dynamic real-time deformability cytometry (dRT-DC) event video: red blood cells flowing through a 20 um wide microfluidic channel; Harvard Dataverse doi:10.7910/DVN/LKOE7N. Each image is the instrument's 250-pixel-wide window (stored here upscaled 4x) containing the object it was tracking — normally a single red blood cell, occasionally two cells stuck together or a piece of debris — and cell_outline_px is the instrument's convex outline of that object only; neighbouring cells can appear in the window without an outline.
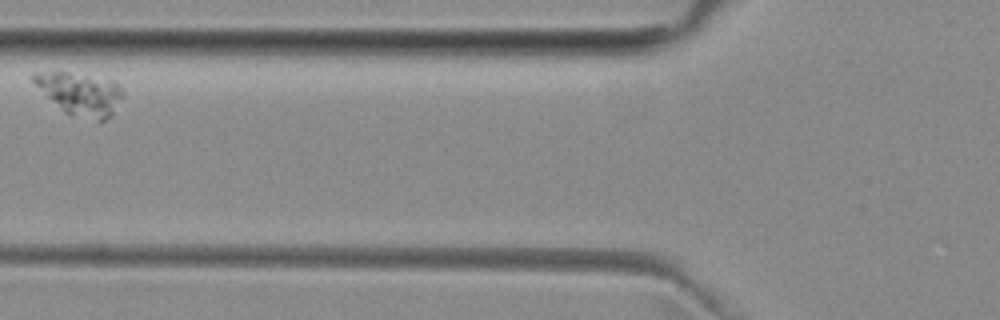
{"species": "common noctule bat (a hibernating species)", "species_latin": "Nyctalus noctula", "temperature_condition": "room temperature", "stored_images_in_passage": 8, "camera_frame_rate_fps": 3000, "um_per_image_px": 0.085, "animal": {"sex": "female", "body_mass_g": 29.2, "forearm_length_mm": 56.3}, "frame": {"image": 1, "passage_image": 3, "time_ms": 2.333, "image_size_px": [1000, 320], "cell_outline_px": [[124, 96], [112, 112], [104, 120], [100, 120], [64, 112], [32, 80], [32, 72], [52, 68], [56, 68], [116, 80], [120, 84], [124, 92]], "centroid_in_image_um": [6.81, 7.84], "position_along_channel_um": 119.0, "area_um2": 22.48}}
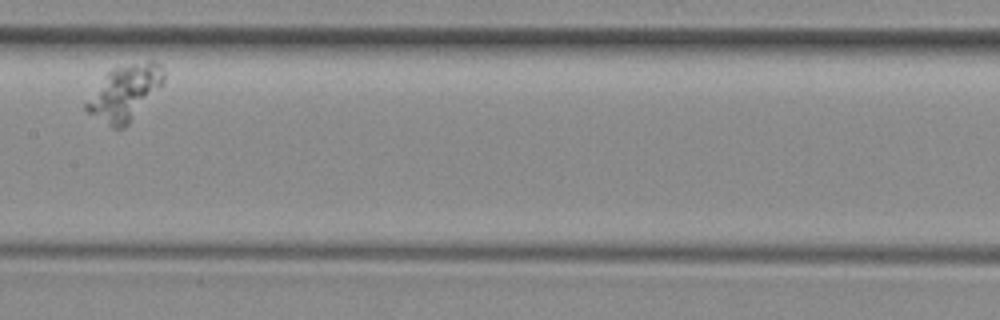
{"frame": {"image": 2, "passage_image": 5, "time_ms": 4.667, "image_size_px": [1000, 320], "cell_outline_px": [[164, 84], [128, 124], [124, 128], [112, 128], [88, 112], [84, 108], [84, 104], [104, 76], [112, 68], [148, 60], [156, 60], [160, 64], [164, 72]], "centroid_in_image_um": [10.63, 7.87], "position_along_channel_um": 196.8, "area_um2": 24.74}}
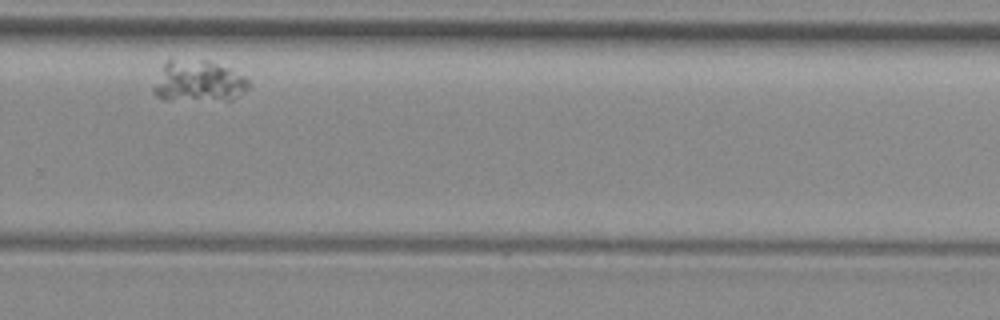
{"frame": {"image": 3, "passage_image": 8, "time_ms": 8.0, "image_size_px": [1000, 320], "cell_outline_px": [[252, 84], [244, 92], [232, 100], [164, 100], [156, 96], [152, 92], [152, 88], [164, 64], [172, 56], [208, 60], [228, 68], [244, 76]], "centroid_in_image_um": [16.84, 6.88], "position_along_channel_um": 313.0, "area_um2": 23.58}}